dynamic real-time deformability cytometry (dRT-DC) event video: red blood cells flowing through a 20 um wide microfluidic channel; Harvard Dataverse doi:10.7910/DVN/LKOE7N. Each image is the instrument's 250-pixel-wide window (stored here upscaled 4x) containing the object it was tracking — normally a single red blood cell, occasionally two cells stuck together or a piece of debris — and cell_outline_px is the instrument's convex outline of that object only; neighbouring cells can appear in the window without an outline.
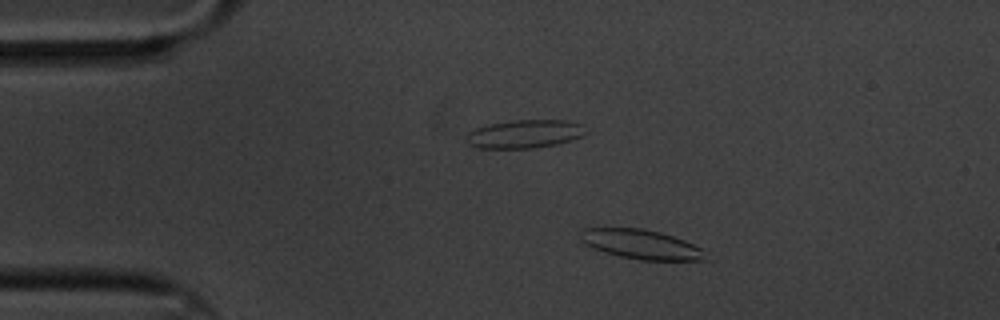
{"species": "common noctule bat (a hibernating species)", "species_latin": "Nyctalus noctula", "temperature_condition": "cold", "stored_images_in_passage": 59, "camera_frame_rate_fps": 3000, "um_per_image_px": 0.085, "animal": {"sex": "male", "body_mass_g": 20.1, "forearm_length_mm": 53.5}, "frame": {"image": 1, "passage_image": 9, "time_ms": 2.667, "image_size_px": [1000, 320], "cell_outline_px": [[708, 260], [640, 260], [620, 256], [604, 252], [580, 240], [580, 232], [584, 228], [640, 228], [660, 232], [684, 240], [700, 248]], "centroid_in_image_um": [54.49, 20.76], "position_along_channel_um": 30.5, "area_um2": 21.1}}
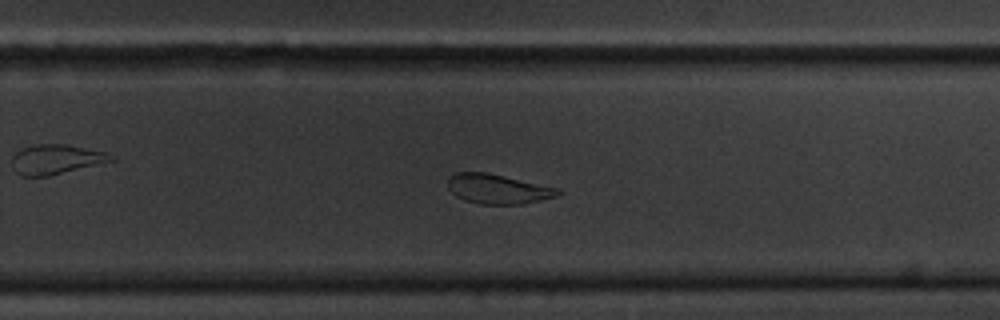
{"frame": {"image": 2, "passage_image": 37, "time_ms": 12.0, "image_size_px": [1000, 320], "cell_outline_px": [[560, 192], [556, 196], [540, 200], [520, 204], [480, 204], [464, 200], [456, 196], [448, 188], [448, 176], [456, 172], [488, 172], [560, 188]], "centroid_in_image_um": [42.29, 16.05], "position_along_channel_um": 287.5, "area_um2": 19.07}}
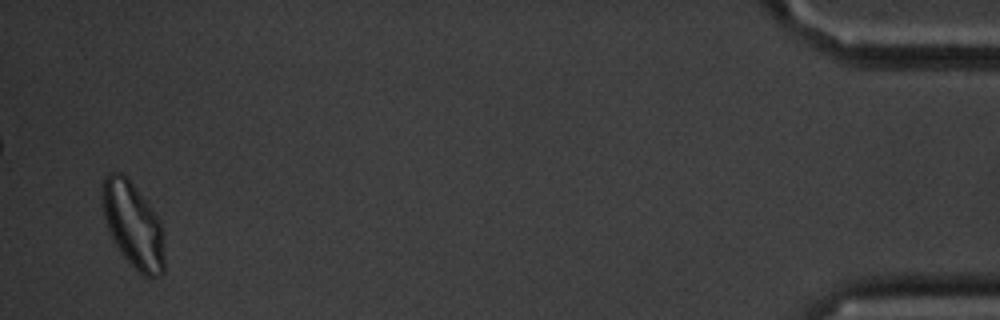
{"frame": {"image": 3, "passage_image": 57, "time_ms": 18.667, "image_size_px": [1000, 320], "cell_outline_px": [[164, 272], [160, 276], [152, 280], [144, 276], [132, 268], [120, 252], [112, 240], [100, 204], [100, 184], [104, 176], [108, 172], [120, 172], [132, 184], [148, 204], [160, 220], [164, 256]], "centroid_in_image_um": [11.26, 19.15], "position_along_channel_um": 423.9, "area_um2": 31.39}, "authors_computed_cell_mechanics": {"area_um2": 21.5594, "velocity_mm_per_s": 3.2851, "shape_relaxation_time_tau1_ms": 6.1426, "shape_relaxation_time_tau2_ms": 2.679, "deformation_change_tau1": 0.1245, "deformation_change_tau2": 0.0888}}